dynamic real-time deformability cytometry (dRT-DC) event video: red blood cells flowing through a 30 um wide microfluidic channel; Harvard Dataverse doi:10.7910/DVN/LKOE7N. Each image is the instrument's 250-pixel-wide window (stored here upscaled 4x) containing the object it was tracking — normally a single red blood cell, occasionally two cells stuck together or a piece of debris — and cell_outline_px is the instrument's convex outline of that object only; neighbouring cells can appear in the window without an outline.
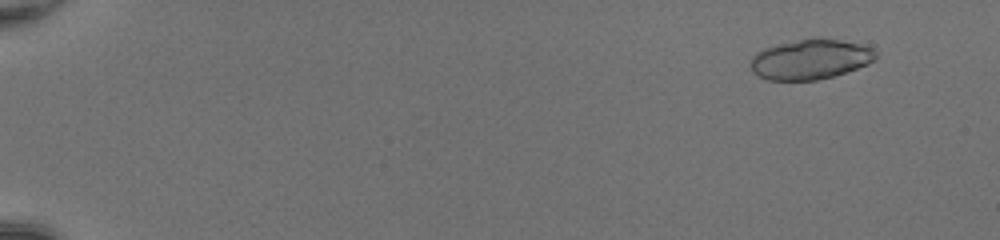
{"species": "common noctule bat (a hibernating species)", "species_latin": "Nyctalus noctula", "temperature_condition": "room temperature", "stored_images_in_passage": 52, "segment_of_instrument_passage": [1, 2], "camera_frame_rate_fps": 3000, "um_per_image_px": 0.085, "animal": {"sex": "female", "body_mass_g": 20.0, "forearm_length_mm": 54.0}, "frame": {"image": 1, "passage_image": 5, "time_ms": 1.333, "image_size_px": [1000, 240], "cell_outline_px": [[876, 60], [868, 64], [832, 76], [816, 80], [768, 80], [752, 72], [752, 56], [756, 52], [764, 48], [780, 44], [800, 40], [840, 40], [872, 48], [876, 52]], "centroid_in_image_um": [68.87, 5.07], "position_along_channel_um": 16.1, "area_um2": 28.32}}
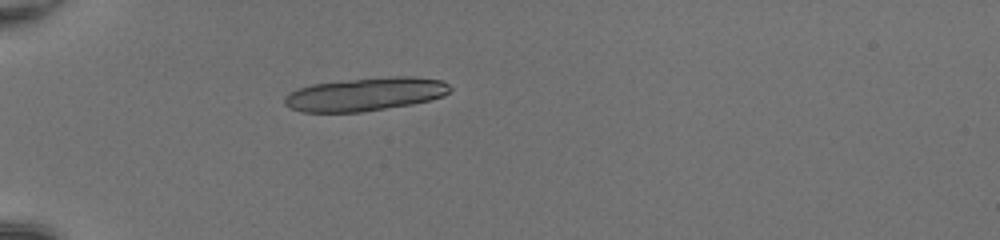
{"frame": {"image": 2, "passage_image": 18, "time_ms": 5.667, "image_size_px": [1000, 240], "cell_outline_px": [[452, 88], [444, 96], [412, 104], [360, 112], [300, 112], [284, 104], [284, 96], [288, 92], [296, 88], [312, 84], [348, 80], [392, 76], [412, 76], [440, 80], [448, 84]], "centroid_in_image_um": [31.02, 8.01], "position_along_channel_um": 54.0, "area_um2": 32.08}}